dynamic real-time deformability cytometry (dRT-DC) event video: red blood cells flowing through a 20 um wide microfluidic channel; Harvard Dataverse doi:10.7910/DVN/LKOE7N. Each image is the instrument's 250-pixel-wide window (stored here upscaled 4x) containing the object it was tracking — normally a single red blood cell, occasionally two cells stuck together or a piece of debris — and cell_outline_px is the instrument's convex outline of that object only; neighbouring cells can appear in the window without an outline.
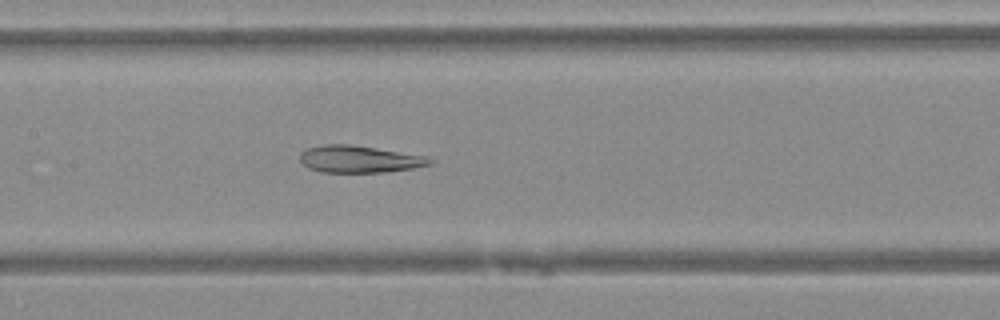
{"species": "Egyptian fruit bat (a non-hibernating species)", "species_latin": "Rousettus aegyptiacus", "temperature_condition": "warm", "stored_images_in_passage": 48, "camera_frame_rate_fps": 3000, "um_per_image_px": 0.085, "animal": {"sex": "female"}, "frame": {"image": 1, "passage_image": 23, "time_ms": 7.333, "image_size_px": [1000, 320], "cell_outline_px": [[436, 160], [432, 164], [412, 168], [388, 172], [320, 172], [308, 168], [300, 160], [300, 152], [308, 148], [324, 144], [352, 144], [428, 156]], "centroid_in_image_um": [30.58, 13.52], "position_along_channel_um": 176.8, "area_um2": 20.69}}
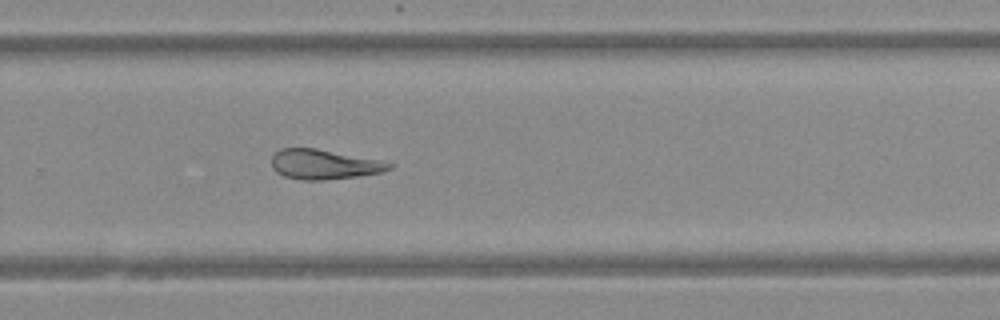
{"frame": {"image": 2, "passage_image": 32, "time_ms": 10.333, "image_size_px": [1000, 320], "cell_outline_px": [[396, 164], [392, 168], [380, 172], [356, 176], [324, 180], [304, 180], [284, 176], [276, 172], [272, 168], [272, 156], [280, 148], [316, 148], [384, 160]], "centroid_in_image_um": [27.57, 13.96], "position_along_channel_um": 302.2, "area_um2": 20.58}}
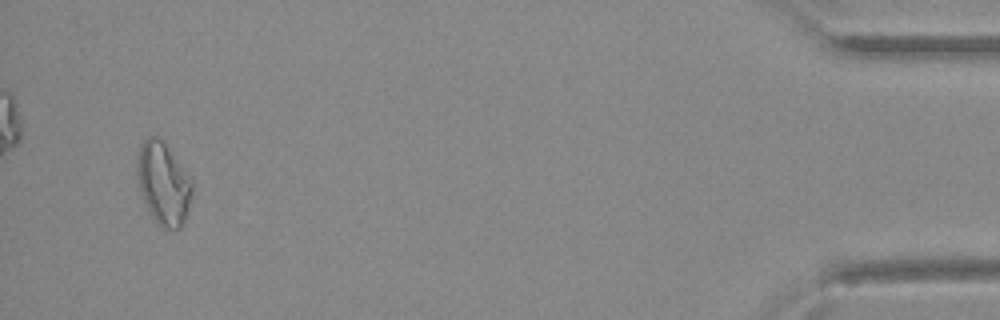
{"frame": {"image": 3, "passage_image": 46, "time_ms": 15.0, "image_size_px": [1000, 320], "cell_outline_px": [[192, 196], [184, 220], [180, 228], [164, 228], [152, 216], [148, 208], [140, 188], [136, 172], [136, 168], [140, 144], [148, 136], [156, 136], [164, 144], [192, 176]], "centroid_in_image_um": [13.9, 15.57], "position_along_channel_um": 421.3, "area_um2": 25.95}}